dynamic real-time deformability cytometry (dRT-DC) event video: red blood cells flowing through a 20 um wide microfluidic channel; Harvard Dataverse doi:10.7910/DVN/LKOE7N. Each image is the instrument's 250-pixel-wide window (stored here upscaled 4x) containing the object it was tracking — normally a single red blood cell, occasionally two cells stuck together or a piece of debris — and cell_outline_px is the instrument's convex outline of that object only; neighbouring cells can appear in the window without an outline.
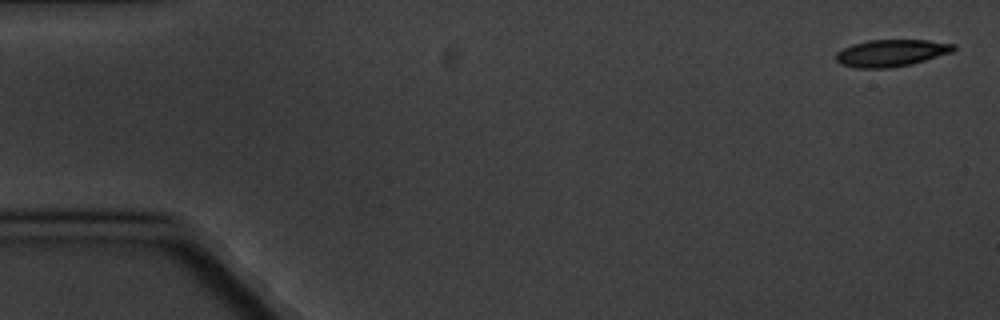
{"species": "common noctule bat (a hibernating species)", "species_latin": "Nyctalus noctula", "temperature_condition": "cold", "stored_images_in_passage": 8, "camera_frame_rate_fps": 3000, "um_per_image_px": 0.085, "animal": {"sex": "male", "body_mass_g": 20.1, "forearm_length_mm": 53.5}, "frame": {"image": 1, "passage_image": 1, "time_ms": 0.0, "image_size_px": [1000, 320], "cell_outline_px": [[956, 48], [952, 52], [912, 64], [888, 68], [856, 68], [840, 64], [836, 60], [836, 52], [852, 44], [868, 40], [928, 40], [956, 44]], "centroid_in_image_um": [75.75, 4.5], "position_along_channel_um": 9.2, "area_um2": 18.55}}
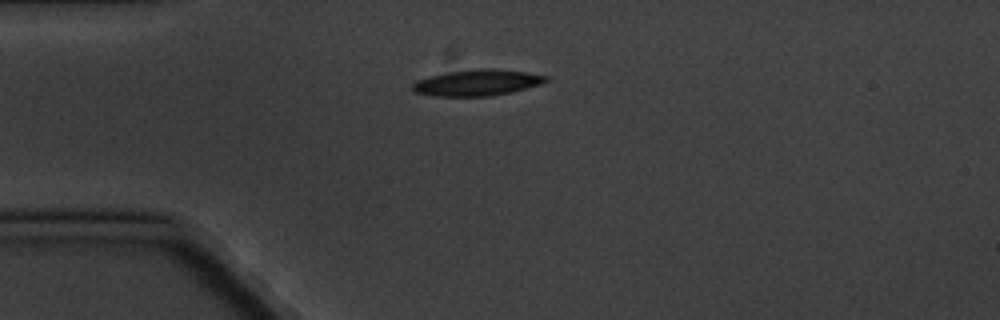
{"frame": {"image": 2, "passage_image": 4, "time_ms": 4.333, "image_size_px": [1000, 320], "cell_outline_px": [[548, 80], [540, 84], [512, 92], [492, 96], [432, 96], [416, 92], [412, 88], [412, 84], [416, 80], [448, 72], [480, 68], [488, 68], [524, 72], [548, 76]], "centroid_in_image_um": [40.55, 7.03], "position_along_channel_um": 44.4, "area_um2": 20.11}}